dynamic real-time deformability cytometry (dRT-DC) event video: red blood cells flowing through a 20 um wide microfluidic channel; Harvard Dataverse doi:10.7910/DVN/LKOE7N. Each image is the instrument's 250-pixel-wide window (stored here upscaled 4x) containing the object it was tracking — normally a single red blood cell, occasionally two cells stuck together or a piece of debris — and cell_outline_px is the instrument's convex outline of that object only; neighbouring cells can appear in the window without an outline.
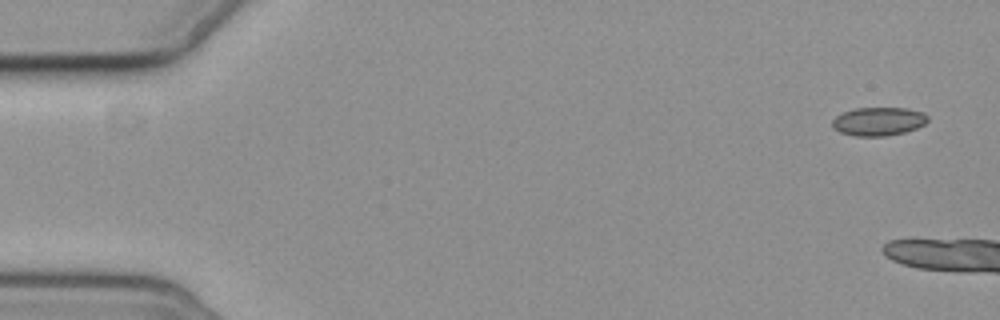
{"species": "common noctule bat (a hibernating species)", "species_latin": "Nyctalus noctula", "temperature_condition": "cold", "stored_images_in_passage": 2, "camera_frame_rate_fps": 3000, "um_per_image_px": 0.085, "animal": {"sex": "female", "body_mass_g": 19.3, "forearm_length_mm": 54.1}, "frame": {"image": 1, "passage_image": 1, "time_ms": 0.0, "image_size_px": [1000, 320], "cell_outline_px": [[928, 120], [924, 124], [916, 128], [904, 132], [888, 136], [856, 136], [840, 132], [832, 128], [832, 120], [836, 116], [844, 112], [856, 108], [908, 108], [924, 112], [928, 116]], "centroid_in_image_um": [74.68, 10.32], "position_along_channel_um": 10.3, "area_um2": 15.9}}